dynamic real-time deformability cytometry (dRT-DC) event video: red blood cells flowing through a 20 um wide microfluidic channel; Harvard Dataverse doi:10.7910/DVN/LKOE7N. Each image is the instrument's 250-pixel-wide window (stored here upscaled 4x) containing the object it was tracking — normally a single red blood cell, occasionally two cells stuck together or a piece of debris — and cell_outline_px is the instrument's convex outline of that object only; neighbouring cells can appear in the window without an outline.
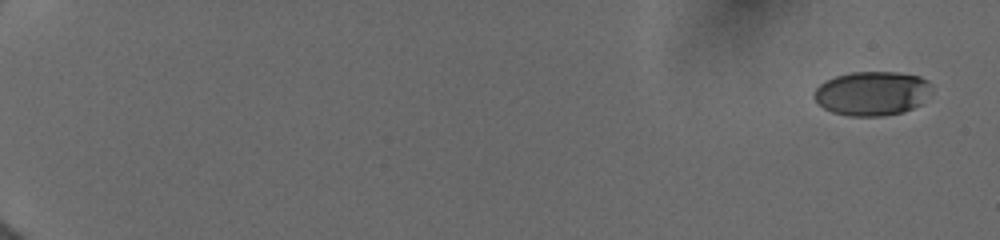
{"species": "human", "species_latin": "Homo sapiens", "temperature_condition": "cold", "stored_images_in_passage": 35, "camera_frame_rate_fps": 3000, "um_per_image_px": 0.085, "donor": {"sex": "female"}, "frame": {"image": 1, "passage_image": 1, "time_ms": 0.0, "image_size_px": [1000, 240], "cell_outline_px": [[928, 84], [920, 104], [904, 112], [884, 116], [848, 116], [832, 112], [816, 104], [812, 96], [816, 88], [820, 84], [836, 76], [852, 72], [896, 72], [920, 76], [928, 80]], "centroid_in_image_um": [74.03, 7.95], "position_along_channel_um": 11.0, "area_um2": 29.94}}
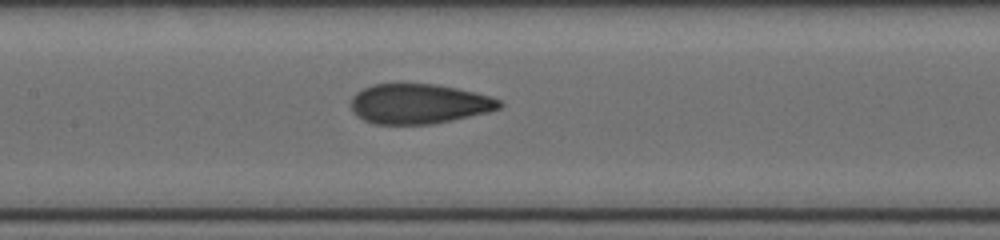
{"frame": {"image": 2, "passage_image": 20, "time_ms": 9.333, "image_size_px": [1000, 240], "cell_outline_px": [[504, 104], [500, 108], [488, 112], [452, 120], [432, 124], [372, 124], [364, 120], [352, 108], [352, 96], [356, 92], [372, 84], [436, 84], [456, 88], [488, 96], [500, 100]], "centroid_in_image_um": [35.61, 8.83], "position_along_channel_um": 171.8, "area_um2": 34.22}}
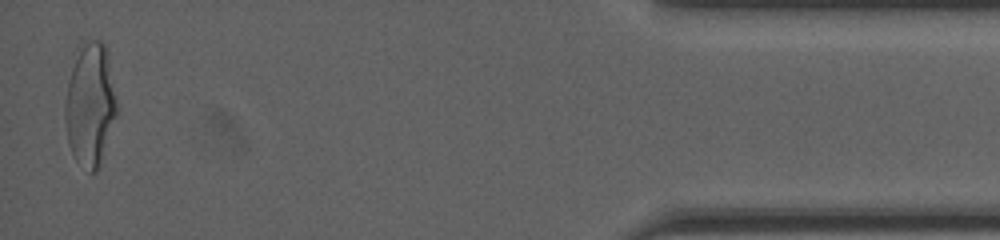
{"frame": {"image": 3, "passage_image": 35, "time_ms": 17.333, "image_size_px": [1000, 240], "cell_outline_px": [[116, 112], [96, 172], [92, 172], [76, 160], [68, 144], [64, 120], [64, 104], [68, 80], [76, 44], [80, 40], [100, 40], [104, 44], [116, 100]], "centroid_in_image_um": [7.58, 8.78], "position_along_channel_um": 427.6, "area_um2": 36.59}, "authors_computed_cell_mechanics": {"area_um2": 34.2176, "velocity_mm_per_s": 4.002, "shape_relaxation_time_tau1_ms": 3.6609, "shape_relaxation_time_tau2_ms": 0.9325, "deformation_change_tau1": 0.1663, "deformation_change_tau2": 0.0623}}